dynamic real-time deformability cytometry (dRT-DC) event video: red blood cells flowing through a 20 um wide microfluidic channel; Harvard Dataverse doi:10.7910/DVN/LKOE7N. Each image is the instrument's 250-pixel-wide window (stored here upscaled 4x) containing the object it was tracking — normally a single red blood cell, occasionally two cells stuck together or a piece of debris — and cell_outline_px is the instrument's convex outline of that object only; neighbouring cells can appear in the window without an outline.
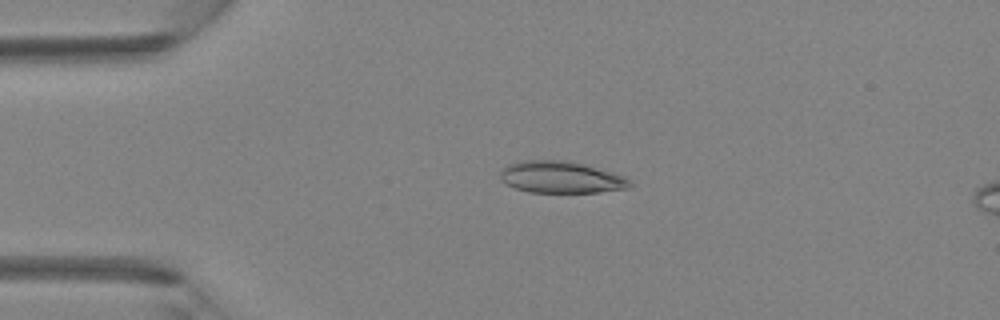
{"species": "Egyptian fruit bat (a non-hibernating species)", "species_latin": "Rousettus aegyptiacus", "temperature_condition": "room temperature", "stored_images_in_passage": 5, "camera_frame_rate_fps": 3000, "um_per_image_px": 0.085, "animal": {"sex": "female"}, "frame": {"image": 1, "passage_image": 3, "time_ms": 0.667, "image_size_px": [1000, 320], "cell_outline_px": [[632, 184], [628, 188], [600, 192], [528, 192], [504, 184], [500, 180], [500, 172], [508, 164], [524, 160], [568, 160], [584, 164], [612, 172], [624, 176], [632, 180]], "centroid_in_image_um": [47.68, 15.06], "position_along_channel_um": 37.3, "area_um2": 24.16}}